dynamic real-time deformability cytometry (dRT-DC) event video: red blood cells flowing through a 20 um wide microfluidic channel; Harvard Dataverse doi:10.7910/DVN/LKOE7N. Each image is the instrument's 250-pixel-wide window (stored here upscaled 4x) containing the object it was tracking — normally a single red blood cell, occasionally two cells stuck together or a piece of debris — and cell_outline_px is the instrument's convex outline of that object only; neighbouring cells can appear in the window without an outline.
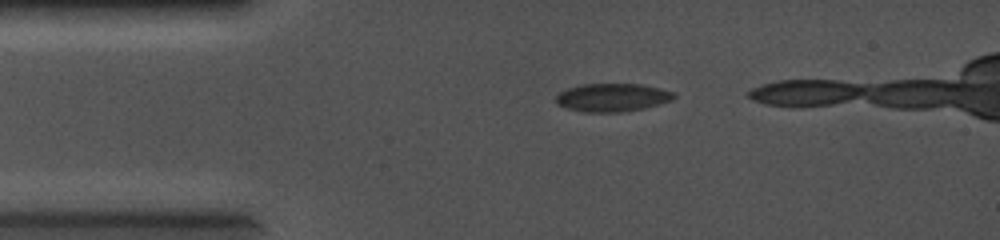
{"species": "common noctule bat (a hibernating species)", "species_latin": "Nyctalus noctula", "temperature_condition": "cold", "stored_images_in_passage": 45, "camera_frame_rate_fps": 5000, "um_per_image_px": 0.085, "animal": {"sex": "female", "body_mass_g": 19.0, "forearm_length_mm": 56.7}, "frame": {"image": 1, "passage_image": 1, "time_ms": 0.0, "image_size_px": [1000, 240], "cell_outline_px": [[676, 96], [672, 100], [660, 104], [644, 108], [620, 112], [584, 112], [568, 108], [556, 104], [556, 96], [560, 92], [568, 88], [580, 84], [640, 84], [660, 88], [676, 92]], "centroid_in_image_um": [52.07, 8.28], "position_along_channel_um": 32.9, "area_um2": 19.42}}
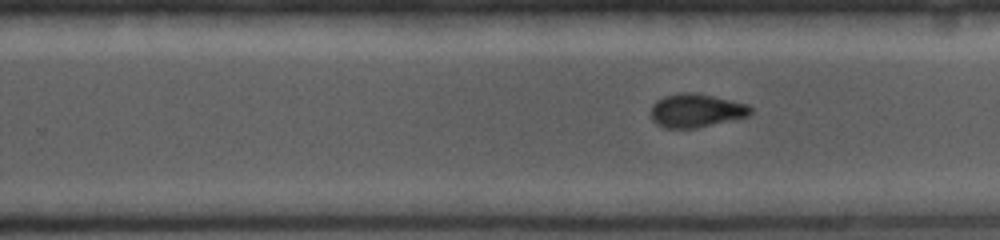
{"frame": {"image": 2, "passage_image": 29, "time_ms": 5.6, "image_size_px": [1000, 240], "cell_outline_px": [[752, 112], [748, 116], [696, 128], [664, 128], [656, 124], [652, 120], [652, 104], [656, 100], [664, 96], [680, 92], [696, 92], [748, 104], [752, 108]], "centroid_in_image_um": [59.15, 9.39], "position_along_channel_um": 270.6, "area_um2": 19.54}}
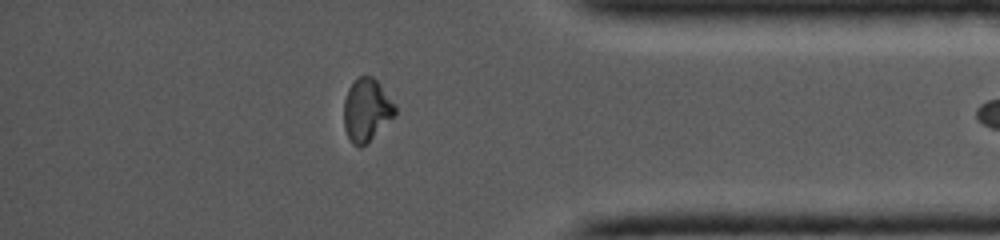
{"frame": {"image": 3, "passage_image": 44, "time_ms": 8.6, "image_size_px": [1000, 240], "cell_outline_px": [[396, 116], [360, 148], [352, 144], [344, 128], [344, 100], [348, 88], [360, 76], [372, 76], [380, 84], [396, 104]], "centroid_in_image_um": [31.17, 9.35], "position_along_channel_um": 404.0, "area_um2": 18.73}}